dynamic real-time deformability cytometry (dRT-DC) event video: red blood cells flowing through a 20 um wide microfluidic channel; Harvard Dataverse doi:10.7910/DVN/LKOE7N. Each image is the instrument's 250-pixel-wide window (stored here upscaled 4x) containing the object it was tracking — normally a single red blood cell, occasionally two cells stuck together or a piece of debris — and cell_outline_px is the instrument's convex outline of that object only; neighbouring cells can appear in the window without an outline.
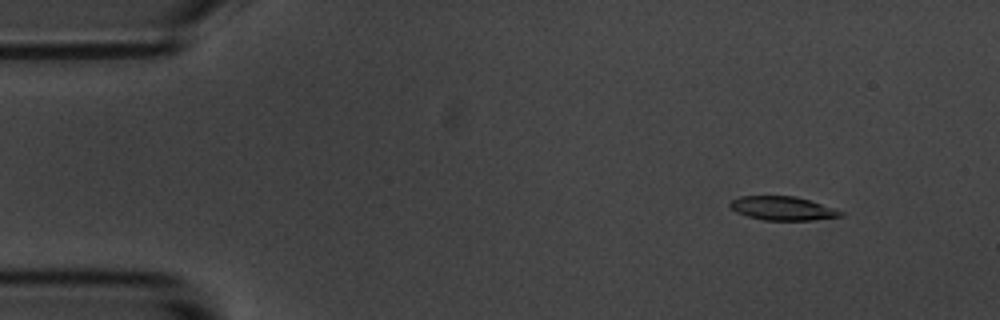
{"species": "common noctule bat (a hibernating species)", "species_latin": "Nyctalus noctula", "temperature_condition": "room temperature", "stored_images_in_passage": 4, "camera_frame_rate_fps": 3000, "um_per_image_px": 0.085, "animal": {"sex": "male", "body_mass_g": 20.1, "forearm_length_mm": 53.5}, "frame": {"image": 1, "passage_image": 2, "time_ms": 1.0, "image_size_px": [1000, 320], "cell_outline_px": [[844, 216], [812, 220], [764, 220], [748, 216], [736, 212], [728, 204], [732, 200], [740, 196], [796, 196], [844, 212]], "centroid_in_image_um": [66.51, 17.71], "position_along_channel_um": 18.5, "area_um2": 15.14}}
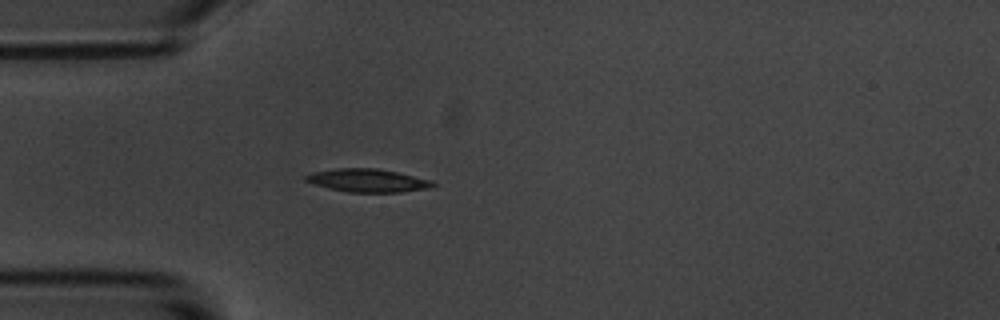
{"frame": {"image": 2, "passage_image": 4, "time_ms": 4.333, "image_size_px": [1000, 320], "cell_outline_px": [[436, 184], [428, 188], [400, 192], [348, 192], [328, 188], [312, 184], [304, 180], [304, 176], [312, 172], [336, 168], [376, 168], [396, 172], [432, 180]], "centroid_in_image_um": [31.2, 15.34], "position_along_channel_um": 53.8, "area_um2": 17.11}}